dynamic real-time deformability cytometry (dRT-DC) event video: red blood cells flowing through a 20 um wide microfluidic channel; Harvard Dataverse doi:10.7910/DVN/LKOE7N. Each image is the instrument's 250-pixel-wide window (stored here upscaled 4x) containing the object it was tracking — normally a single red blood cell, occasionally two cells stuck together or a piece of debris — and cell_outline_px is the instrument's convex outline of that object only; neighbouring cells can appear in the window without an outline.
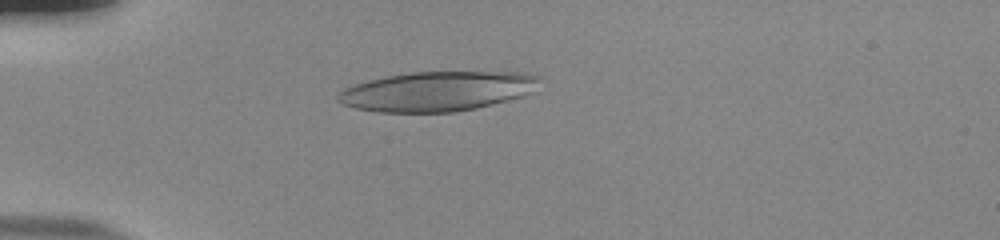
{"species": "human", "species_latin": "Homo sapiens", "temperature_condition": "room temperature", "stored_images_in_passage": 54, "camera_frame_rate_fps": 3000, "um_per_image_px": 0.085, "donor": {"sex": "male"}, "frame": {"image": 1, "passage_image": 15, "time_ms": 4.667, "image_size_px": [1000, 240], "cell_outline_px": [[540, 80], [536, 92], [524, 96], [476, 108], [456, 112], [376, 112], [356, 108], [344, 104], [336, 100], [336, 96], [344, 88], [352, 84], [384, 76], [412, 72], [520, 72], [540, 76]], "centroid_in_image_um": [37.19, 7.75], "position_along_channel_um": 47.8, "area_um2": 46.99}}
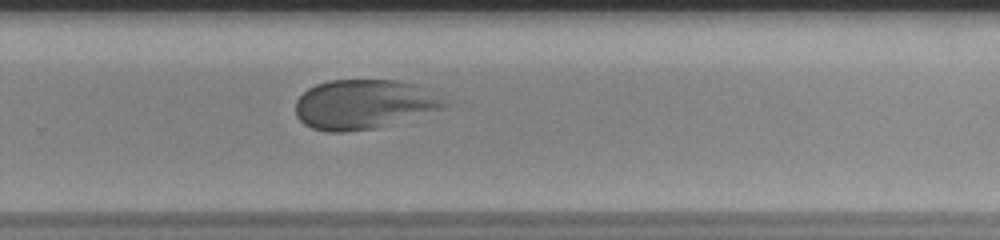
{"frame": {"image": 2, "passage_image": 37, "time_ms": 12.0, "image_size_px": [1000, 240], "cell_outline_px": [[452, 104], [444, 108], [376, 128], [344, 132], [324, 132], [312, 128], [304, 124], [296, 116], [296, 100], [308, 88], [316, 84], [328, 80], [396, 80], [416, 84]], "centroid_in_image_um": [30.9, 8.87], "position_along_channel_um": 298.9, "area_um2": 42.89}}
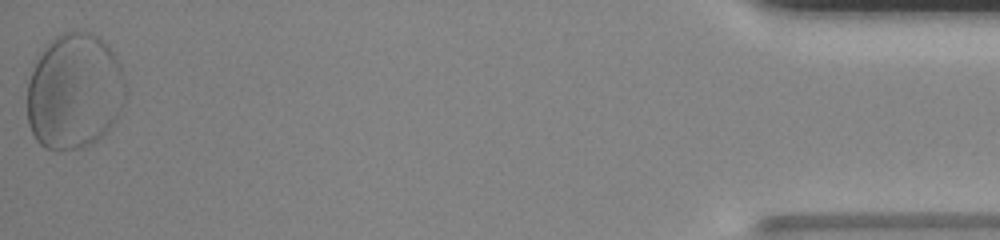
{"frame": {"image": 3, "passage_image": 54, "time_ms": 17.667, "image_size_px": [1000, 240], "cell_outline_px": [[128, 92], [116, 120], [92, 144], [84, 148], [44, 148], [36, 140], [28, 124], [28, 80], [40, 56], [48, 44], [60, 32], [92, 32], [100, 36], [108, 44], [120, 64], [128, 84]], "centroid_in_image_um": [6.37, 7.75], "position_along_channel_um": 428.8, "area_um2": 66.53}}